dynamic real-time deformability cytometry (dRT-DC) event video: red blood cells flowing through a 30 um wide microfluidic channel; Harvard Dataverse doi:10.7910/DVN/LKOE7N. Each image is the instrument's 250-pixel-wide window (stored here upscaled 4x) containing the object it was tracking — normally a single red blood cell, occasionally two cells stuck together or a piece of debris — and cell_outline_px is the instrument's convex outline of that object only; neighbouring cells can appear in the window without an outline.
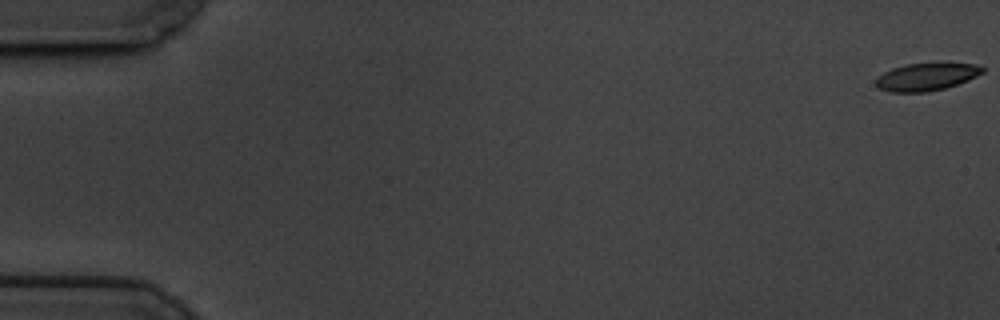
{"species": "common noctule bat (a hibernating species)", "species_latin": "Nyctalus noctula", "temperature_condition": "cold", "stored_images_in_passage": 60, "camera_frame_rate_fps": 3000, "um_per_image_px": 0.085, "animal": {"sex": "male", "body_mass_g": 19.5, "forearm_length_mm": 54.6}, "frame": {"image": 1, "passage_image": 1, "time_ms": 0.0, "image_size_px": [1000, 320], "cell_outline_px": [[984, 72], [968, 80], [944, 88], [924, 92], [888, 92], [880, 88], [876, 84], [876, 80], [884, 72], [892, 68], [904, 64], [972, 64], [984, 68]], "centroid_in_image_um": [78.71, 6.54], "position_along_channel_um": 6.3, "area_um2": 16.65}}
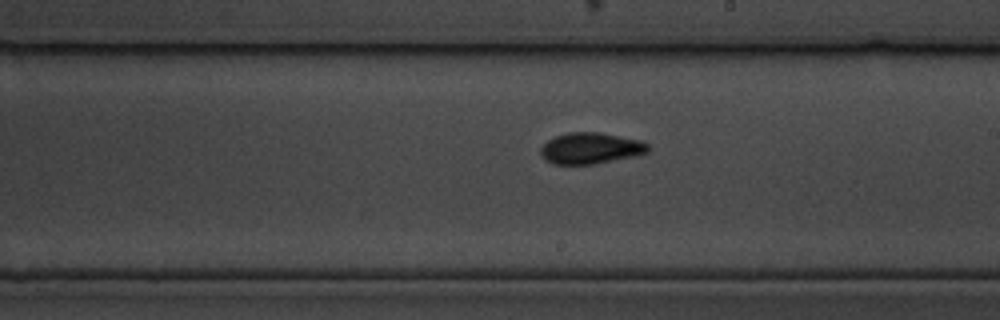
{"frame": {"image": 2, "passage_image": 35, "time_ms": 11.333, "image_size_px": [1000, 320], "cell_outline_px": [[648, 152], [632, 156], [592, 164], [552, 164], [544, 160], [540, 152], [540, 148], [548, 140], [556, 136], [568, 132], [600, 132], [640, 140], [648, 144]], "centroid_in_image_um": [50.16, 12.59], "position_along_channel_um": 238.8, "area_um2": 19.36}}
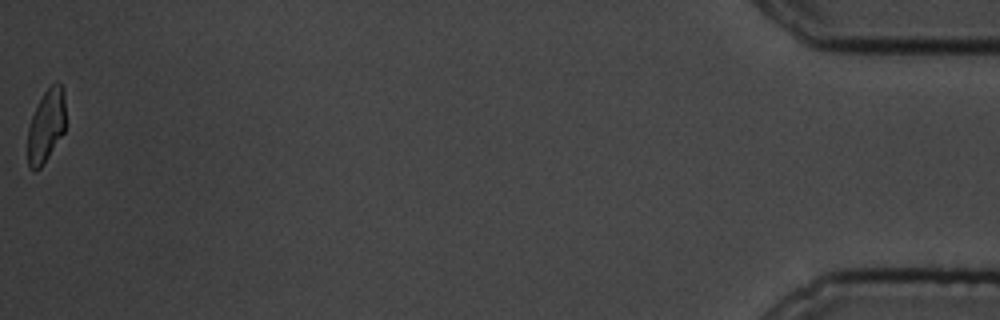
{"frame": {"image": 3, "passage_image": 60, "time_ms": 19.667, "image_size_px": [1000, 320], "cell_outline_px": [[64, 132], [40, 168], [36, 172], [28, 168], [28, 128], [32, 116], [44, 92], [52, 84], [60, 84], [64, 88]], "centroid_in_image_um": [3.91, 10.73], "position_along_channel_um": 431.3, "area_um2": 15.78}, "authors_computed_cell_mechanics": {"area_um2": 18.4382, "velocity_mm_per_s": 3.4269, "shape_relaxation_time_tau1_ms": 3.3504, "shape_relaxation_time_tau2_ms": 3.153, "deformation_change_tau1": 0.1116, "deformation_change_tau2": 0.0891}}